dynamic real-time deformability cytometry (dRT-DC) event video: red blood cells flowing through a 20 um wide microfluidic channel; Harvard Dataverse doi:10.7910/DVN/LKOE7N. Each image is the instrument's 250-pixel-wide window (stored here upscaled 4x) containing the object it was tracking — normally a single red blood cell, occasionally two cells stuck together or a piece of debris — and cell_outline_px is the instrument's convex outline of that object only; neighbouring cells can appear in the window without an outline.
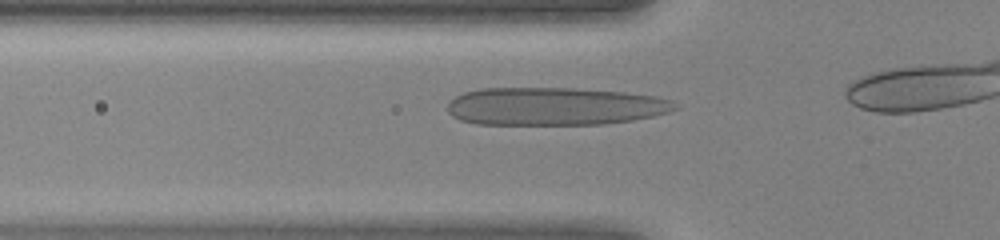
{"species": "human", "species_latin": "Homo sapiens", "temperature_condition": "warm", "stored_images_in_passage": 7, "camera_frame_rate_fps": 3000, "um_per_image_px": 0.085, "donor": {"sex": "female"}, "frame": {"image": 1, "passage_image": 2, "time_ms": 0.333, "image_size_px": [1000, 240], "cell_outline_px": [[680, 108], [668, 112], [652, 116], [632, 120], [604, 124], [476, 124], [460, 120], [452, 116], [448, 112], [448, 104], [456, 96], [464, 92], [480, 88], [572, 88], [624, 92], [656, 96], [672, 100]], "centroid_in_image_um": [47.15, 9.03], "position_along_channel_um": 78.7, "area_um2": 50.34}}
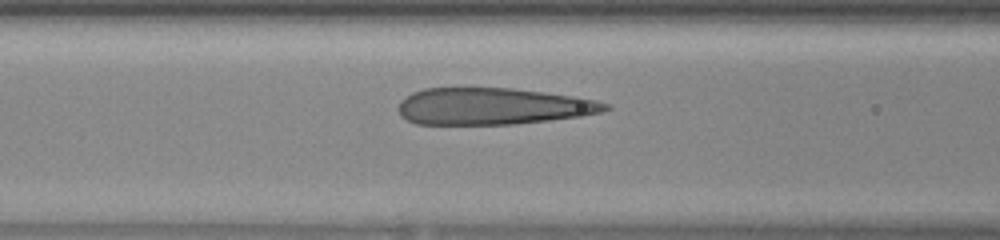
{"frame": {"image": 2, "passage_image": 5, "time_ms": 1.333, "image_size_px": [1000, 240], "cell_outline_px": [[612, 108], [600, 112], [580, 116], [516, 124], [416, 124], [400, 116], [400, 104], [412, 92], [424, 88], [512, 88], [544, 92], [572, 96], [596, 100], [608, 104]], "centroid_in_image_um": [41.9, 9.03], "position_along_channel_um": 124.7, "area_um2": 43.99}}